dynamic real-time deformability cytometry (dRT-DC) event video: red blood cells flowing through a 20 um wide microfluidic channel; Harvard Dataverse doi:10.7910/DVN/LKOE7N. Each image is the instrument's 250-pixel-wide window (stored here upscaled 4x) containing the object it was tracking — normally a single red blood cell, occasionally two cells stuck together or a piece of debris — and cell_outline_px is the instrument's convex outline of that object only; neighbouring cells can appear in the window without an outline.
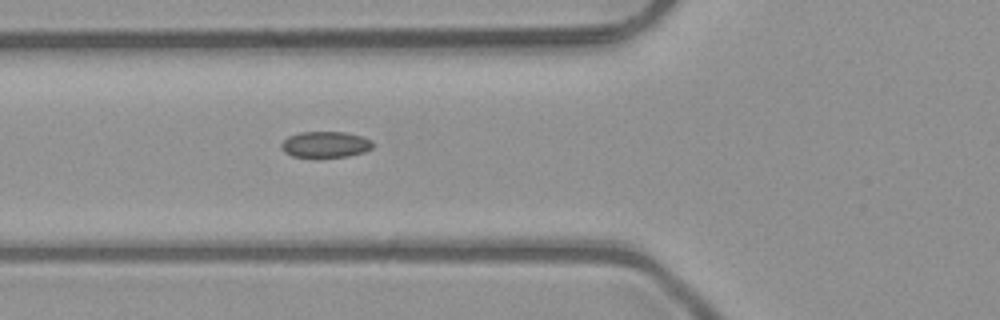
{"species": "common noctule bat (a hibernating species)", "species_latin": "Nyctalus noctula", "temperature_condition": "room temperature", "stored_images_in_passage": 6, "segment_of_instrument_passage": [1, 2], "camera_frame_rate_fps": 3000, "um_per_image_px": 0.085, "animal": {"sex": "male", "body_mass_g": 23.1, "forearm_length_mm": 52.7}, "frame": {"image": 1, "passage_image": 5, "time_ms": 1.333, "image_size_px": [1000, 320], "cell_outline_px": [[376, 144], [372, 148], [364, 152], [348, 156], [316, 160], [292, 156], [284, 152], [280, 148], [280, 144], [288, 136], [300, 132], [348, 132], [364, 136], [372, 140]], "centroid_in_image_um": [27.67, 12.32], "position_along_channel_um": 98.1, "area_um2": 14.8}}